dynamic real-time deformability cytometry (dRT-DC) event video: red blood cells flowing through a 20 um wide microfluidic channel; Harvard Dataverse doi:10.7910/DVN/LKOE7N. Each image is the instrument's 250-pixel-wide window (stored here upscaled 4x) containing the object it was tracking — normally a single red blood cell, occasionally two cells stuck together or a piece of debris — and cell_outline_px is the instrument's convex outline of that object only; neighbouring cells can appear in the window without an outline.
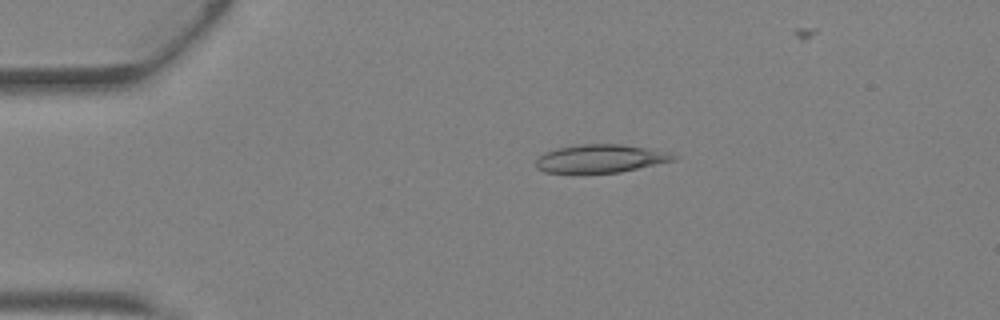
{"species": "Egyptian fruit bat (a non-hibernating species)", "species_latin": "Rousettus aegyptiacus", "temperature_condition": "warm", "stored_images_in_passage": 39, "camera_frame_rate_fps": 3000, "um_per_image_px": 0.085, "animal": {"sex": "female"}, "frame": {"image": 1, "passage_image": 9, "time_ms": 2.667, "image_size_px": [1000, 320], "cell_outline_px": [[680, 156], [676, 160], [620, 172], [544, 172], [536, 168], [536, 160], [544, 152], [556, 148], [584, 144], [624, 144], [672, 152]], "centroid_in_image_um": [51.11, 13.46], "position_along_channel_um": 33.9, "area_um2": 22.6}}
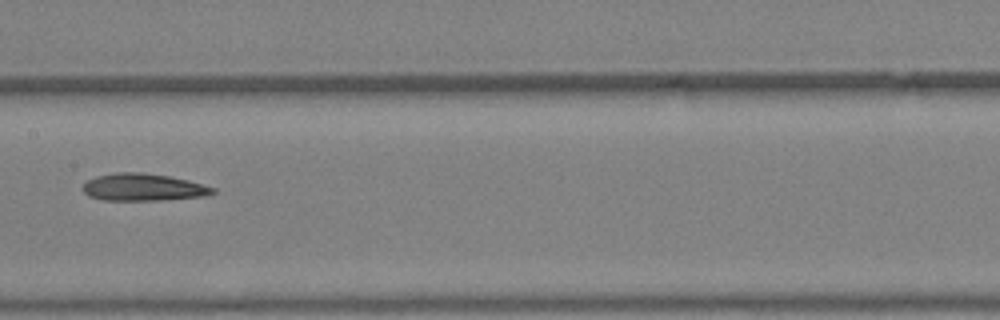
{"frame": {"image": 2, "passage_image": 22, "time_ms": 7.0, "image_size_px": [1000, 320], "cell_outline_px": [[216, 192], [204, 196], [160, 200], [100, 200], [88, 196], [84, 192], [84, 184], [88, 180], [96, 176], [116, 172], [144, 172], [168, 176], [188, 180], [216, 188]], "centroid_in_image_um": [12.17, 15.91], "position_along_channel_um": 195.2, "area_um2": 20.63}}
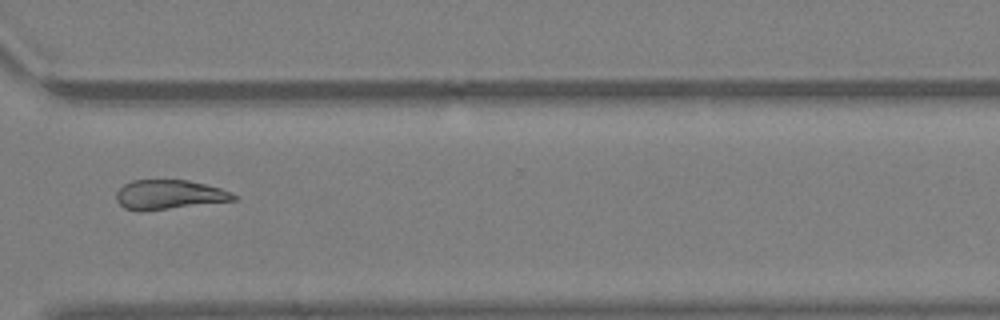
{"frame": {"image": 3, "passage_image": 32, "time_ms": 10.333, "image_size_px": [1000, 320], "cell_outline_px": [[236, 200], [140, 212], [124, 208], [116, 200], [116, 192], [124, 184], [132, 180], [188, 180], [220, 188], [236, 196]], "centroid_in_image_um": [14.31, 16.55], "position_along_channel_um": 356.3, "area_um2": 20.0}}